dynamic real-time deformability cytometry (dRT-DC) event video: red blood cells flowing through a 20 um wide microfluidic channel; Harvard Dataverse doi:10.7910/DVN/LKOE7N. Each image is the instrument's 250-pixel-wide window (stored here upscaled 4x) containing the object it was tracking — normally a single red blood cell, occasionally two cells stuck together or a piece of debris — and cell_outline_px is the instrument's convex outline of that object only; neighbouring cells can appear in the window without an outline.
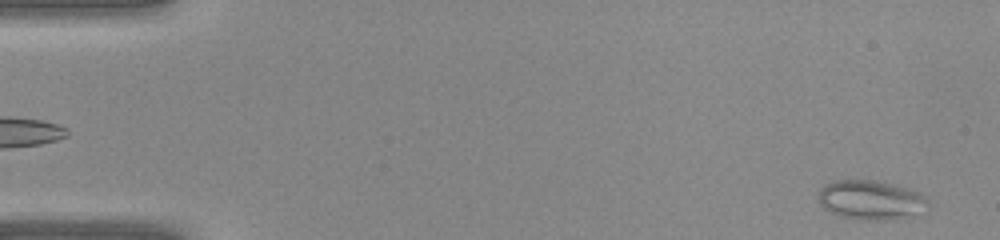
{"species": "common noctule bat (a hibernating species)", "species_latin": "Nyctalus noctula", "temperature_condition": "warm", "stored_images_in_passage": 41, "camera_frame_rate_fps": 3000, "um_per_image_px": 0.085, "animal": {"sex": "female", "body_mass_g": 22.0, "forearm_length_mm": 56.7}, "frame": {"image": 1, "passage_image": 1, "time_ms": 0.0, "image_size_px": [1000, 240], "cell_outline_px": [[928, 212], [896, 220], [864, 220], [844, 216], [832, 212], [824, 208], [820, 204], [816, 196], [820, 188], [824, 184], [836, 180], [876, 180], [892, 184], [920, 192], [928, 200]], "centroid_in_image_um": [74.07, 17.01], "position_along_channel_um": 10.9, "area_um2": 25.61}}
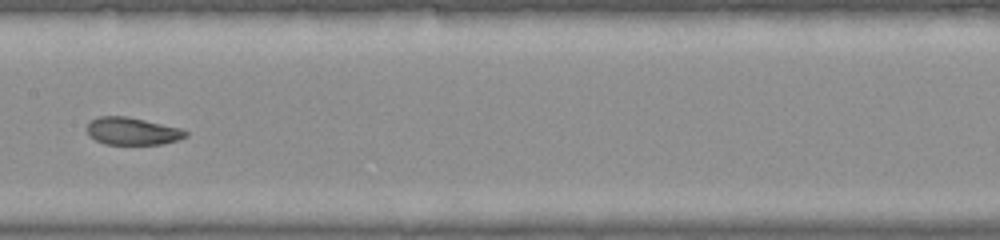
{"frame": {"image": 2, "passage_image": 20, "time_ms": 6.333, "image_size_px": [1000, 240], "cell_outline_px": [[188, 136], [180, 140], [164, 144], [104, 144], [88, 136], [88, 124], [92, 120], [100, 116], [124, 116], [144, 120], [180, 128], [188, 132]], "centroid_in_image_um": [11.28, 11.16], "position_along_channel_um": 196.1, "area_um2": 15.72}}
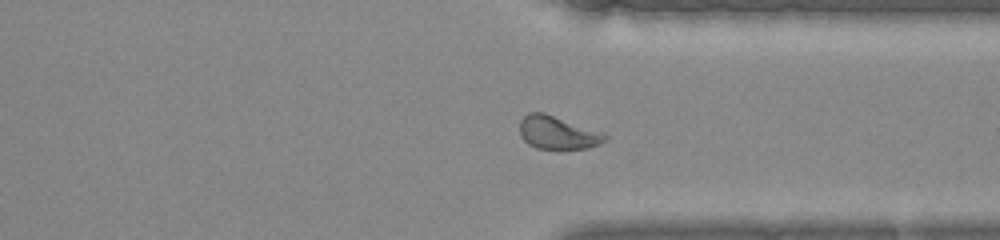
{"frame": {"image": 3, "passage_image": 30, "time_ms": 9.667, "image_size_px": [1000, 240], "cell_outline_px": [[608, 140], [600, 144], [588, 148], [536, 148], [528, 144], [520, 136], [520, 120], [528, 112], [544, 112], [608, 136]], "centroid_in_image_um": [47.34, 11.28], "position_along_channel_um": 364.1, "area_um2": 16.01}}